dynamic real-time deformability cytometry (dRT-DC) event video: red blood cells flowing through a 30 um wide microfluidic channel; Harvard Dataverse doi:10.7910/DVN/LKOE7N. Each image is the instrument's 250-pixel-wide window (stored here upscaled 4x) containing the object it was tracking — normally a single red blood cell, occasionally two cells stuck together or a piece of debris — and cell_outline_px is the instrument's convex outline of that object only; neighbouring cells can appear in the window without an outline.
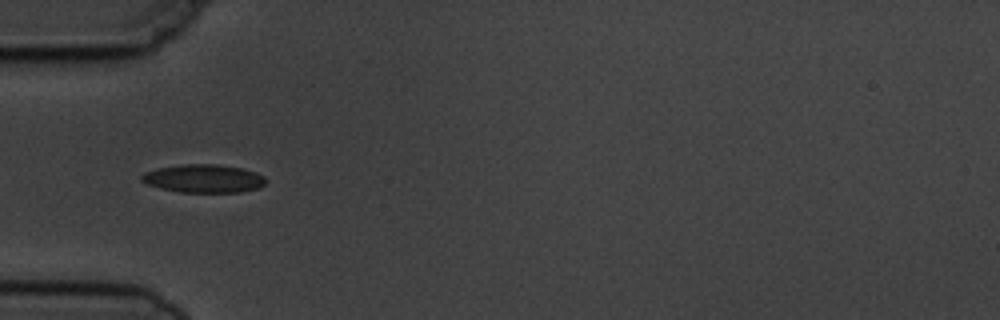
{"species": "common noctule bat (a hibernating species)", "species_latin": "Nyctalus noctula", "temperature_condition": "cold", "stored_images_in_passage": 7, "camera_frame_rate_fps": 3000, "um_per_image_px": 0.085, "animal": {"sex": "male", "body_mass_g": 19.5, "forearm_length_mm": 54.6}, "frame": {"image": 1, "passage_image": 5, "time_ms": 5.333, "image_size_px": [1000, 320], "cell_outline_px": [[268, 180], [260, 188], [240, 192], [180, 192], [160, 188], [148, 184], [140, 180], [140, 176], [144, 172], [156, 168], [180, 164], [216, 164], [240, 168], [256, 172], [264, 176]], "centroid_in_image_um": [17.3, 15.17], "position_along_channel_um": 67.7, "area_um2": 20.58}}
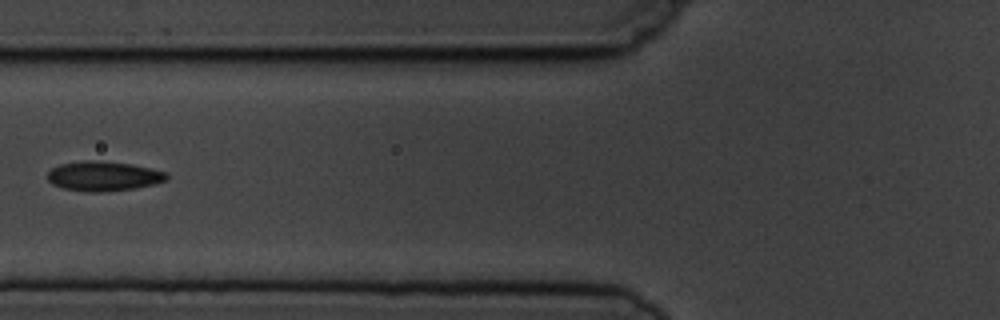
{"frame": {"image": 2, "passage_image": 6, "time_ms": 6.667, "image_size_px": [1000, 320], "cell_outline_px": [[168, 180], [136, 188], [100, 192], [88, 192], [64, 188], [52, 184], [48, 180], [48, 172], [52, 168], [60, 164], [84, 160], [96, 160], [132, 164], [164, 172], [168, 176]], "centroid_in_image_um": [8.77, 14.97], "position_along_channel_um": 117.0, "area_um2": 20.46}}
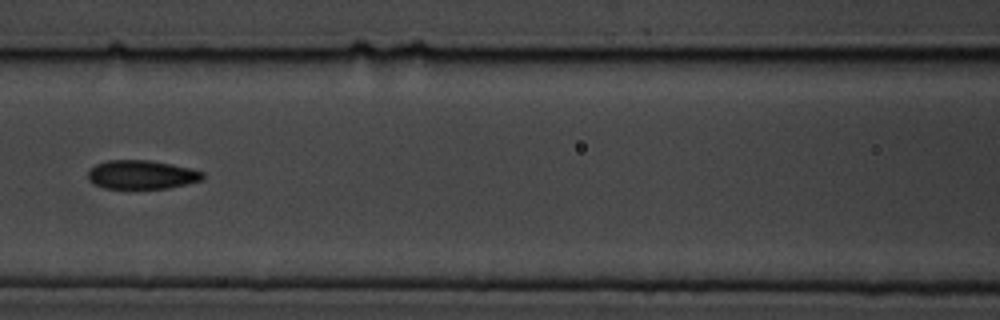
{"frame": {"image": 3, "passage_image": 7, "time_ms": 7.667, "image_size_px": [1000, 320], "cell_outline_px": [[204, 180], [168, 188], [104, 188], [88, 180], [88, 172], [96, 164], [108, 160], [148, 160], [172, 164], [192, 168], [204, 172]], "centroid_in_image_um": [12.08, 14.84], "position_along_channel_um": 154.5, "area_um2": 19.25}}